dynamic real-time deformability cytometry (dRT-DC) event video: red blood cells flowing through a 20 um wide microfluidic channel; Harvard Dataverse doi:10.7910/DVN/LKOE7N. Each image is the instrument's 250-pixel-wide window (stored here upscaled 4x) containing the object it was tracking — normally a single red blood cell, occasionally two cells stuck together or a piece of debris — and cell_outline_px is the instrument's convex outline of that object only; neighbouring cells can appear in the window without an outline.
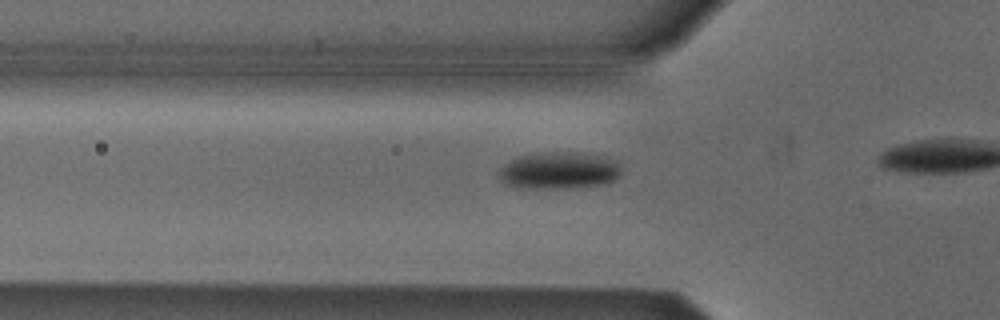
{"species": "Egyptian fruit bat (a non-hibernating species)", "species_latin": "Rousettus aegyptiacus", "temperature_condition": "cold", "stored_images_in_passage": 19, "camera_frame_rate_fps": 3000, "um_per_image_px": 0.085, "animal": {"sex": "male"}, "frame": {"image": 1, "passage_image": 14, "time_ms": 4.333, "image_size_px": [1000, 320], "cell_outline_px": [[620, 172], [612, 180], [600, 184], [572, 188], [520, 188], [504, 184], [500, 180], [500, 168], [508, 160], [520, 156], [548, 152], [572, 152], [608, 156], [620, 160]], "centroid_in_image_um": [47.52, 14.48], "position_along_channel_um": 78.3, "area_um2": 26.53}}